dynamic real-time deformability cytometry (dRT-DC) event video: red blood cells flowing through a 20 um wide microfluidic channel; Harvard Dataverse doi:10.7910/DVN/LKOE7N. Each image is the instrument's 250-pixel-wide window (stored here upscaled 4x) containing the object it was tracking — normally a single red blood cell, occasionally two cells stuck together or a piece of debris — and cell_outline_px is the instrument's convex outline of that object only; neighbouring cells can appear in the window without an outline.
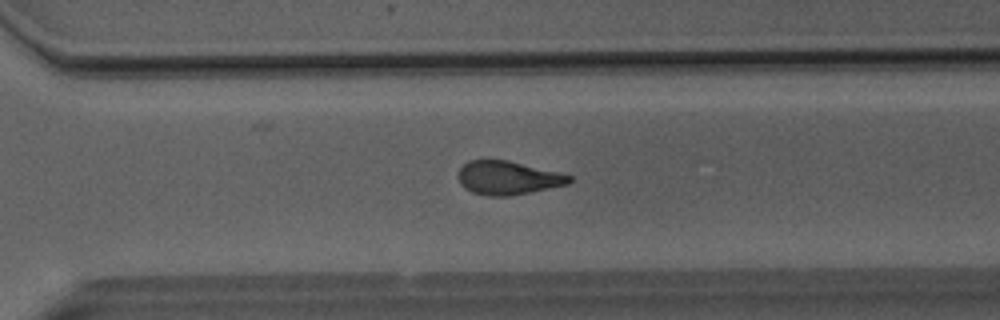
{"species": "Egyptian fruit bat (a non-hibernating species)", "species_latin": "Rousettus aegyptiacus", "temperature_condition": "room temperature", "stored_images_in_passage": 51, "camera_frame_rate_fps": 3000, "um_per_image_px": 0.085, "animal": {"sex": "male"}, "frame": {"image": 1, "passage_image": 36, "time_ms": 11.667, "image_size_px": [1000, 320], "cell_outline_px": [[572, 180], [568, 184], [512, 196], [488, 196], [472, 192], [464, 188], [460, 184], [456, 176], [460, 168], [468, 160], [484, 156], [508, 160], [560, 172], [572, 176]], "centroid_in_image_um": [43.1, 15.08], "position_along_channel_um": 327.5, "area_um2": 22.54}}
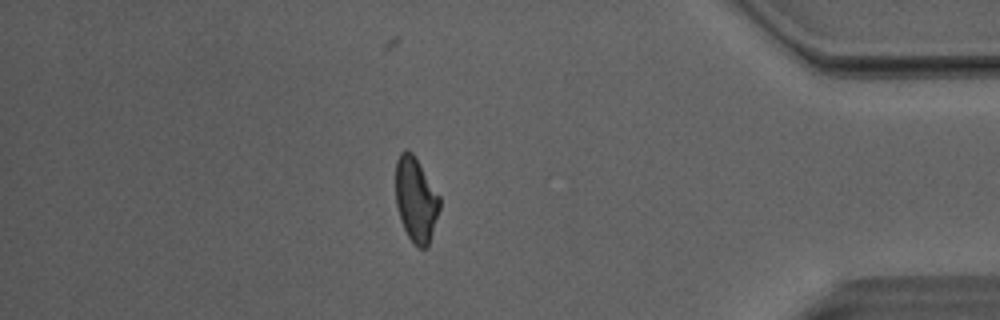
{"frame": {"image": 2, "passage_image": 44, "time_ms": 14.333, "image_size_px": [1000, 320], "cell_outline_px": [[440, 208], [428, 248], [420, 248], [412, 244], [400, 220], [396, 204], [396, 160], [400, 152], [404, 148], [408, 148], [416, 156], [440, 196]], "centroid_in_image_um": [35.35, 16.94], "position_along_channel_um": 399.8, "area_um2": 22.14}}
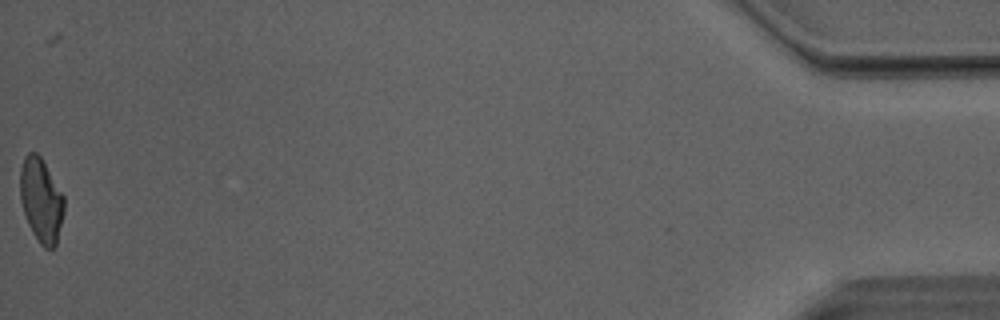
{"frame": {"image": 3, "passage_image": 51, "time_ms": 16.667, "image_size_px": [1000, 320], "cell_outline_px": [[64, 212], [56, 244], [52, 248], [44, 248], [40, 244], [32, 232], [28, 224], [20, 200], [20, 168], [24, 156], [28, 152], [36, 152], [40, 156], [64, 196]], "centroid_in_image_um": [3.48, 17.01], "position_along_channel_um": 431.7, "area_um2": 21.44}, "authors_computed_cell_mechanics": {"area_um2": 22.9466, "velocity_mm_per_s": 4.0871, "shape_relaxation_time_tau1_ms": null, "shape_relaxation_time_tau2_ms": 2.113, "deformation_change_tau1": null, "deformation_change_tau2": 0.0989}}